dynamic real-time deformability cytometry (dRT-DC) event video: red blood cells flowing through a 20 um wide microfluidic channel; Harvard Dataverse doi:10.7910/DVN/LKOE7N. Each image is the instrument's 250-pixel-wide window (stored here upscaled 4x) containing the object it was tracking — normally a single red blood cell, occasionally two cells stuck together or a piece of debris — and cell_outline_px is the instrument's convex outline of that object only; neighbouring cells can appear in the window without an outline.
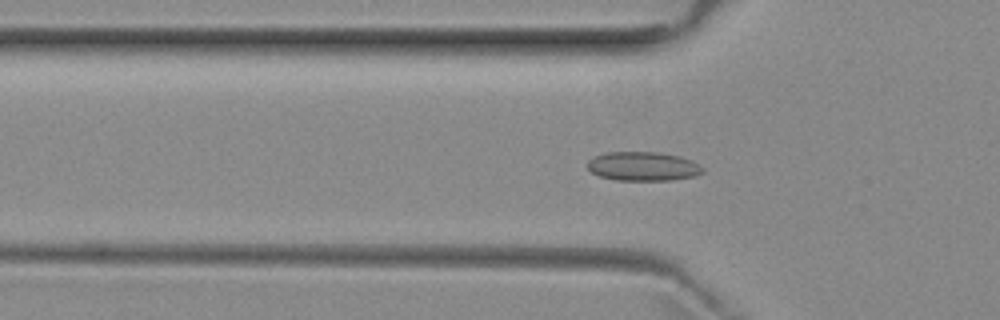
{"species": "common noctule bat (a hibernating species)", "species_latin": "Nyctalus noctula", "temperature_condition": "room temperature", "stored_images_in_passage": 40, "camera_frame_rate_fps": 3000, "um_per_image_px": 0.085, "animal": {"sex": "female", "body_mass_g": 29.2, "forearm_length_mm": 56.3}, "frame": {"image": 1, "passage_image": 5, "time_ms": 1.333, "image_size_px": [1000, 320], "cell_outline_px": [[704, 172], [696, 176], [672, 180], [616, 180], [600, 176], [592, 172], [588, 168], [588, 160], [592, 156], [608, 152], [660, 152], [680, 156], [692, 160], [700, 164], [704, 168]], "centroid_in_image_um": [54.69, 14.13], "position_along_channel_um": 71.1, "area_um2": 19.71}}
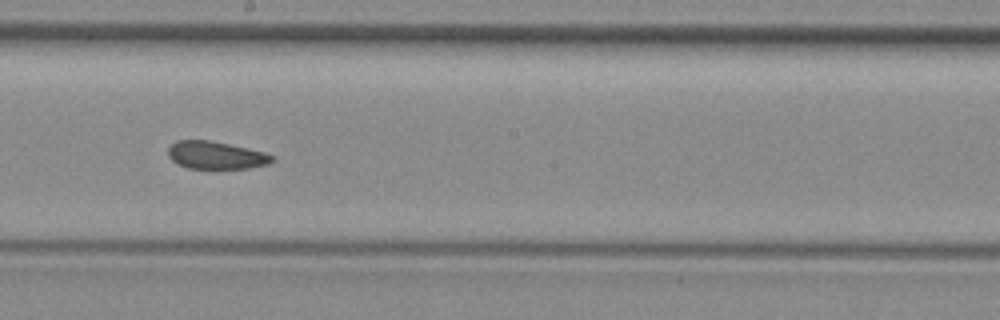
{"frame": {"image": 2, "passage_image": 17, "time_ms": 5.333, "image_size_px": [1000, 320], "cell_outline_px": [[276, 160], [268, 164], [248, 168], [188, 168], [176, 164], [168, 156], [168, 148], [176, 140], [208, 140], [248, 148], [264, 152], [276, 156]], "centroid_in_image_um": [18.37, 13.19], "position_along_channel_um": 229.8, "area_um2": 16.82}}
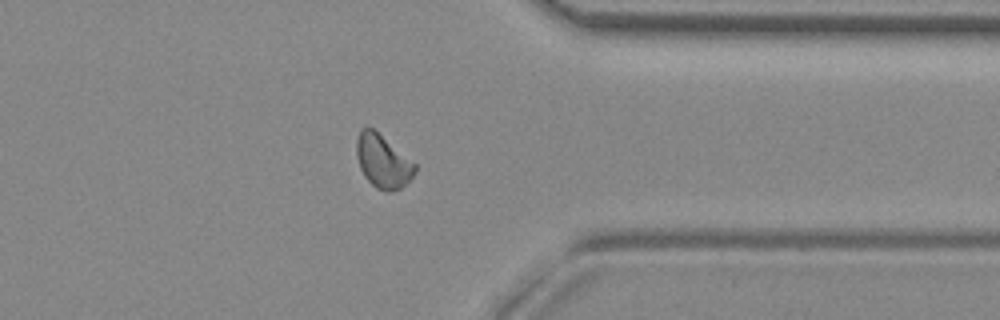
{"frame": {"image": 3, "passage_image": 29, "time_ms": 9.333, "image_size_px": [1000, 320], "cell_outline_px": [[416, 172], [400, 188], [388, 192], [384, 192], [376, 188], [364, 176], [360, 168], [356, 156], [356, 140], [360, 128], [368, 124], [416, 164]], "centroid_in_image_um": [32.5, 13.68], "position_along_channel_um": 378.9, "area_um2": 18.15}, "authors_computed_cell_mechanics": {"area_um2": 17.6579, "velocity_mm_per_s": 3.9566, "shape_relaxation_time_tau1_ms": null, "shape_relaxation_time_tau2_ms": 2.1212, "deformation_change_tau1": null, "deformation_change_tau2": 0.076}}